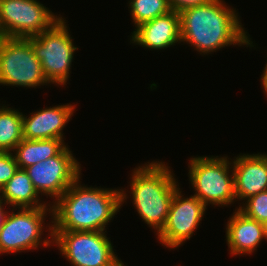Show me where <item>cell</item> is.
Here are the masks:
<instances>
[{
  "label": "cell",
  "mask_w": 267,
  "mask_h": 266,
  "mask_svg": "<svg viewBox=\"0 0 267 266\" xmlns=\"http://www.w3.org/2000/svg\"><path fill=\"white\" fill-rule=\"evenodd\" d=\"M79 179L52 204V231H105L129 198L125 189L88 187Z\"/></svg>",
  "instance_id": "1"
},
{
  "label": "cell",
  "mask_w": 267,
  "mask_h": 266,
  "mask_svg": "<svg viewBox=\"0 0 267 266\" xmlns=\"http://www.w3.org/2000/svg\"><path fill=\"white\" fill-rule=\"evenodd\" d=\"M225 4L224 0H209L179 12L181 42L195 47L201 55L231 45L254 47L239 21V12Z\"/></svg>",
  "instance_id": "2"
},
{
  "label": "cell",
  "mask_w": 267,
  "mask_h": 266,
  "mask_svg": "<svg viewBox=\"0 0 267 266\" xmlns=\"http://www.w3.org/2000/svg\"><path fill=\"white\" fill-rule=\"evenodd\" d=\"M147 163L132 170L129 193L142 221L153 227L157 235L166 223L172 197L179 184L165 162Z\"/></svg>",
  "instance_id": "3"
},
{
  "label": "cell",
  "mask_w": 267,
  "mask_h": 266,
  "mask_svg": "<svg viewBox=\"0 0 267 266\" xmlns=\"http://www.w3.org/2000/svg\"><path fill=\"white\" fill-rule=\"evenodd\" d=\"M228 156H198L189 161V181L194 195L206 206L224 207L236 200L234 173Z\"/></svg>",
  "instance_id": "4"
},
{
  "label": "cell",
  "mask_w": 267,
  "mask_h": 266,
  "mask_svg": "<svg viewBox=\"0 0 267 266\" xmlns=\"http://www.w3.org/2000/svg\"><path fill=\"white\" fill-rule=\"evenodd\" d=\"M10 209L12 212L6 211L0 231V255L35 250L41 244L46 248L52 246V221L46 226L49 227L50 238H44L43 241L41 238L47 212L52 219V204L37 208H17V213L14 208Z\"/></svg>",
  "instance_id": "5"
},
{
  "label": "cell",
  "mask_w": 267,
  "mask_h": 266,
  "mask_svg": "<svg viewBox=\"0 0 267 266\" xmlns=\"http://www.w3.org/2000/svg\"><path fill=\"white\" fill-rule=\"evenodd\" d=\"M64 19L61 16L48 30L29 37V43L50 85H67L74 53L78 50Z\"/></svg>",
  "instance_id": "6"
},
{
  "label": "cell",
  "mask_w": 267,
  "mask_h": 266,
  "mask_svg": "<svg viewBox=\"0 0 267 266\" xmlns=\"http://www.w3.org/2000/svg\"><path fill=\"white\" fill-rule=\"evenodd\" d=\"M106 231H52L53 245L72 266H119Z\"/></svg>",
  "instance_id": "7"
},
{
  "label": "cell",
  "mask_w": 267,
  "mask_h": 266,
  "mask_svg": "<svg viewBox=\"0 0 267 266\" xmlns=\"http://www.w3.org/2000/svg\"><path fill=\"white\" fill-rule=\"evenodd\" d=\"M42 65L28 38L0 39V85L36 88L47 85Z\"/></svg>",
  "instance_id": "8"
},
{
  "label": "cell",
  "mask_w": 267,
  "mask_h": 266,
  "mask_svg": "<svg viewBox=\"0 0 267 266\" xmlns=\"http://www.w3.org/2000/svg\"><path fill=\"white\" fill-rule=\"evenodd\" d=\"M59 16L38 0H0V34L2 37H33L48 30L61 18Z\"/></svg>",
  "instance_id": "9"
},
{
  "label": "cell",
  "mask_w": 267,
  "mask_h": 266,
  "mask_svg": "<svg viewBox=\"0 0 267 266\" xmlns=\"http://www.w3.org/2000/svg\"><path fill=\"white\" fill-rule=\"evenodd\" d=\"M68 146L54 157L24 169L39 195L55 200L51 203L56 202L81 175V164Z\"/></svg>",
  "instance_id": "10"
},
{
  "label": "cell",
  "mask_w": 267,
  "mask_h": 266,
  "mask_svg": "<svg viewBox=\"0 0 267 266\" xmlns=\"http://www.w3.org/2000/svg\"><path fill=\"white\" fill-rule=\"evenodd\" d=\"M183 196L178 187L172 197L166 223L157 234L159 243L169 249L178 248L190 240L207 209L195 195L189 198Z\"/></svg>",
  "instance_id": "11"
},
{
  "label": "cell",
  "mask_w": 267,
  "mask_h": 266,
  "mask_svg": "<svg viewBox=\"0 0 267 266\" xmlns=\"http://www.w3.org/2000/svg\"><path fill=\"white\" fill-rule=\"evenodd\" d=\"M75 105L63 104L54 107H45L26 116L22 113L23 139H62L63 129L72 119ZM28 117V118H27Z\"/></svg>",
  "instance_id": "12"
},
{
  "label": "cell",
  "mask_w": 267,
  "mask_h": 266,
  "mask_svg": "<svg viewBox=\"0 0 267 266\" xmlns=\"http://www.w3.org/2000/svg\"><path fill=\"white\" fill-rule=\"evenodd\" d=\"M130 42L148 50L166 49L181 43L180 16L177 11L146 21L131 32Z\"/></svg>",
  "instance_id": "13"
},
{
  "label": "cell",
  "mask_w": 267,
  "mask_h": 266,
  "mask_svg": "<svg viewBox=\"0 0 267 266\" xmlns=\"http://www.w3.org/2000/svg\"><path fill=\"white\" fill-rule=\"evenodd\" d=\"M235 195L244 202L267 190V154H239L232 161Z\"/></svg>",
  "instance_id": "14"
},
{
  "label": "cell",
  "mask_w": 267,
  "mask_h": 266,
  "mask_svg": "<svg viewBox=\"0 0 267 266\" xmlns=\"http://www.w3.org/2000/svg\"><path fill=\"white\" fill-rule=\"evenodd\" d=\"M267 240V225L248 218L237 207L226 224V242L231 255H251Z\"/></svg>",
  "instance_id": "15"
},
{
  "label": "cell",
  "mask_w": 267,
  "mask_h": 266,
  "mask_svg": "<svg viewBox=\"0 0 267 266\" xmlns=\"http://www.w3.org/2000/svg\"><path fill=\"white\" fill-rule=\"evenodd\" d=\"M39 200L40 195L24 169L18 168L14 176L0 190V204H9L15 210L17 208H37L51 205Z\"/></svg>",
  "instance_id": "16"
},
{
  "label": "cell",
  "mask_w": 267,
  "mask_h": 266,
  "mask_svg": "<svg viewBox=\"0 0 267 266\" xmlns=\"http://www.w3.org/2000/svg\"><path fill=\"white\" fill-rule=\"evenodd\" d=\"M66 147L62 139H23L13 150L16 163L25 169L59 154Z\"/></svg>",
  "instance_id": "17"
},
{
  "label": "cell",
  "mask_w": 267,
  "mask_h": 266,
  "mask_svg": "<svg viewBox=\"0 0 267 266\" xmlns=\"http://www.w3.org/2000/svg\"><path fill=\"white\" fill-rule=\"evenodd\" d=\"M22 140V112L3 104L0 107V151L12 152Z\"/></svg>",
  "instance_id": "18"
},
{
  "label": "cell",
  "mask_w": 267,
  "mask_h": 266,
  "mask_svg": "<svg viewBox=\"0 0 267 266\" xmlns=\"http://www.w3.org/2000/svg\"><path fill=\"white\" fill-rule=\"evenodd\" d=\"M128 4L135 27L172 11L168 0H130Z\"/></svg>",
  "instance_id": "19"
},
{
  "label": "cell",
  "mask_w": 267,
  "mask_h": 266,
  "mask_svg": "<svg viewBox=\"0 0 267 266\" xmlns=\"http://www.w3.org/2000/svg\"><path fill=\"white\" fill-rule=\"evenodd\" d=\"M238 209L248 218L267 225V190L250 197L242 205L240 203Z\"/></svg>",
  "instance_id": "20"
},
{
  "label": "cell",
  "mask_w": 267,
  "mask_h": 266,
  "mask_svg": "<svg viewBox=\"0 0 267 266\" xmlns=\"http://www.w3.org/2000/svg\"><path fill=\"white\" fill-rule=\"evenodd\" d=\"M18 168L13 152L0 151V190L14 176Z\"/></svg>",
  "instance_id": "21"
},
{
  "label": "cell",
  "mask_w": 267,
  "mask_h": 266,
  "mask_svg": "<svg viewBox=\"0 0 267 266\" xmlns=\"http://www.w3.org/2000/svg\"><path fill=\"white\" fill-rule=\"evenodd\" d=\"M172 10L181 12L182 10L206 4L209 0H168Z\"/></svg>",
  "instance_id": "22"
},
{
  "label": "cell",
  "mask_w": 267,
  "mask_h": 266,
  "mask_svg": "<svg viewBox=\"0 0 267 266\" xmlns=\"http://www.w3.org/2000/svg\"><path fill=\"white\" fill-rule=\"evenodd\" d=\"M261 85L262 89H264V93L267 95V63L265 68L263 69V74L261 75Z\"/></svg>",
  "instance_id": "23"
},
{
  "label": "cell",
  "mask_w": 267,
  "mask_h": 266,
  "mask_svg": "<svg viewBox=\"0 0 267 266\" xmlns=\"http://www.w3.org/2000/svg\"><path fill=\"white\" fill-rule=\"evenodd\" d=\"M4 208H6V206H4L3 204H0V231H1V228H2V223H3L4 215L6 213V211L4 210Z\"/></svg>",
  "instance_id": "24"
}]
</instances>
